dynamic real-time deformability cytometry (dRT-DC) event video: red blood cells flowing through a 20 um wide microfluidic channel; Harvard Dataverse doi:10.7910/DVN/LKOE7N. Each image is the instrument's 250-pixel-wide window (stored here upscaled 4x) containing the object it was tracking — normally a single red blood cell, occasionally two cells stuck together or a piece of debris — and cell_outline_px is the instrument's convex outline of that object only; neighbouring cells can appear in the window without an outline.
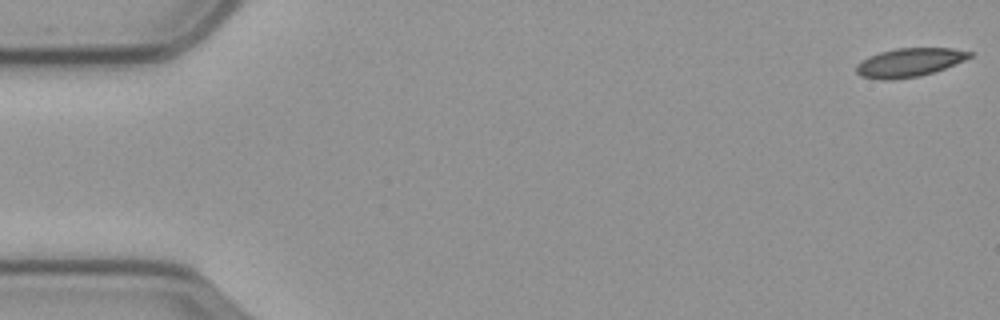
{"species": "common noctule bat (a hibernating species)", "species_latin": "Nyctalus noctula", "temperature_condition": "cold", "stored_images_in_passage": 55, "camera_frame_rate_fps": 3000, "um_per_image_px": 0.085, "animal": {"sex": "male", "body_mass_g": 23.1, "forearm_length_mm": 52.7}, "frame": {"image": 1, "passage_image": 1, "time_ms": 0.0, "image_size_px": [1000, 320], "cell_outline_px": [[972, 56], [964, 60], [944, 68], [920, 76], [892, 80], [880, 80], [860, 76], [856, 72], [856, 64], [880, 52], [896, 48], [952, 48], [972, 52]], "centroid_in_image_um": [77.28, 5.32], "position_along_channel_um": 7.7, "area_um2": 18.73}}
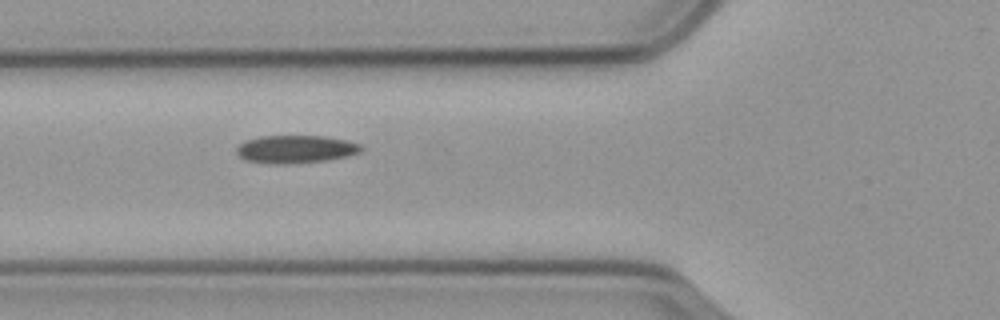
{"frame": {"image": 2, "passage_image": 21, "time_ms": 6.667, "image_size_px": [1000, 320], "cell_outline_px": [[364, 148], [360, 152], [348, 156], [328, 160], [288, 164], [268, 164], [244, 160], [236, 152], [236, 148], [240, 144], [248, 140], [260, 136], [324, 136], [344, 140], [360, 144]], "centroid_in_image_um": [25.12, 12.69], "position_along_channel_um": 100.7, "area_um2": 20.29}}
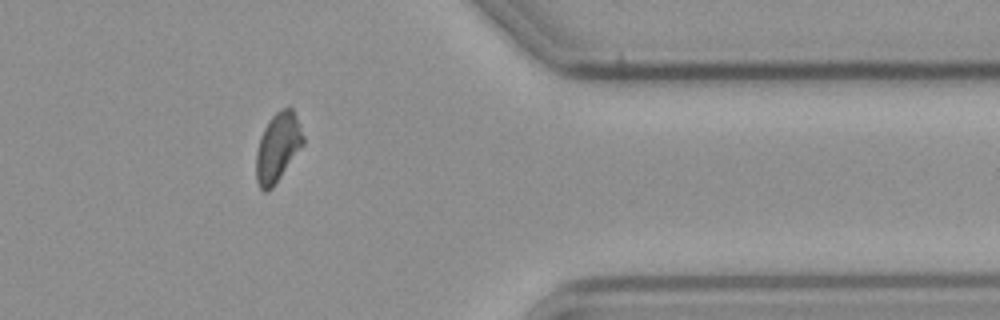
{"frame": {"image": 3, "passage_image": 47, "time_ms": 15.333, "image_size_px": [1000, 320], "cell_outline_px": [[304, 144], [272, 188], [268, 192], [264, 192], [260, 188], [256, 180], [256, 152], [260, 136], [268, 120], [280, 108], [292, 108], [304, 136]], "centroid_in_image_um": [23.59, 12.53], "position_along_channel_um": 387.8, "area_um2": 18.84}}